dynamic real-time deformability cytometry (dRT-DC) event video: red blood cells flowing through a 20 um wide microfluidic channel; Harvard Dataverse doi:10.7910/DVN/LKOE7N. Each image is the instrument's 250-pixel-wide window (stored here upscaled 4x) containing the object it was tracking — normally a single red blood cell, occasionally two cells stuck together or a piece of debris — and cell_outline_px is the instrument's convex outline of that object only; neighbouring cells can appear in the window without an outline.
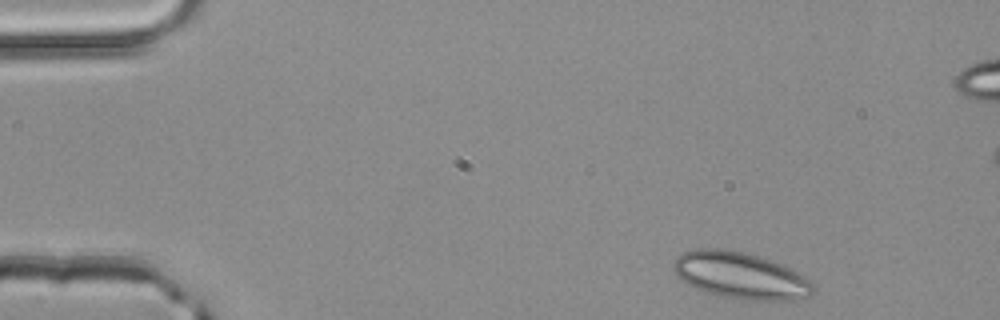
{"species": "common noctule bat (a hibernating species)", "species_latin": "Nyctalus noctula", "temperature_condition": "room temperature", "stored_images_in_passage": 3, "camera_frame_rate_fps": 3000, "um_per_image_px": 0.085, "animal": {"sex": "male", "body_mass_g": 20.4}, "frame": {"image": 1, "passage_image": 1, "time_ms": 0.0, "image_size_px": [1000, 320], "cell_outline_px": [[816, 292], [804, 300], [740, 300], [716, 296], [704, 292], [688, 284], [676, 276], [672, 268], [672, 260], [676, 256], [684, 252], [696, 248], [724, 248], [744, 252], [760, 256], [784, 264], [808, 280], [812, 284]], "centroid_in_image_um": [62.92, 23.42], "position_along_channel_um": 22.1, "area_um2": 38.78}}